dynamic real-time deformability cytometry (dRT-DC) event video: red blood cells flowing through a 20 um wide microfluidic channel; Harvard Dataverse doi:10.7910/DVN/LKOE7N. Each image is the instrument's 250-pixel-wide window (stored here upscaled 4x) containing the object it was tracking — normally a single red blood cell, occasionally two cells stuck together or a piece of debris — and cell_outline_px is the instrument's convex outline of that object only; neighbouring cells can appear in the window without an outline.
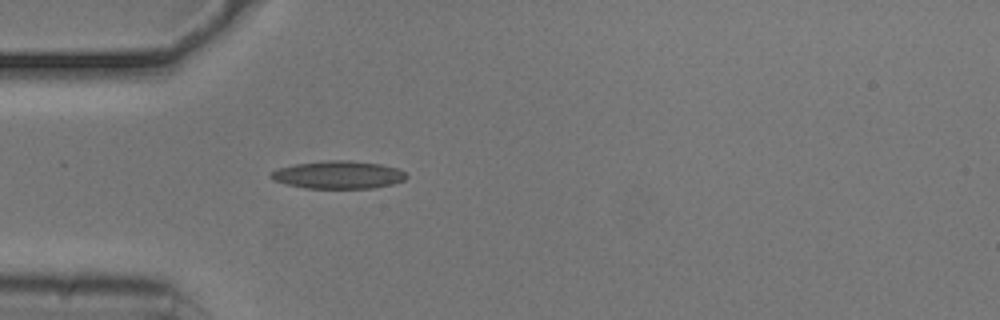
{"species": "common noctule bat (a hibernating species)", "species_latin": "Nyctalus noctula", "temperature_condition": "cold", "stored_images_in_passage": 39, "camera_frame_rate_fps": 3000, "um_per_image_px": 0.085, "animal": {"sex": "male", "body_mass_g": 20.5, "forearm_length_mm": 52.5}, "frame": {"image": 1, "passage_image": 1, "time_ms": 0.0, "image_size_px": [1000, 320], "cell_outline_px": [[408, 176], [404, 180], [392, 184], [372, 188], [304, 188], [272, 180], [268, 176], [268, 172], [276, 168], [296, 164], [328, 160], [348, 160], [380, 164], [400, 168]], "centroid_in_image_um": [28.72, 14.85], "position_along_channel_um": 56.3, "area_um2": 22.08}}
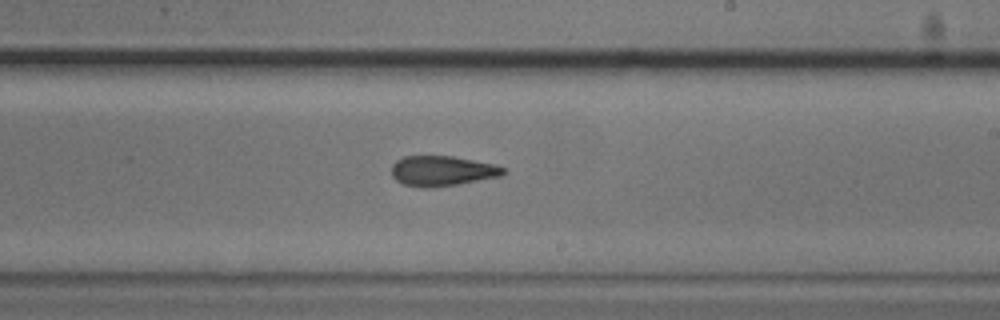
{"frame": {"image": 2, "passage_image": 17, "time_ms": 5.333, "image_size_px": [1000, 320], "cell_outline_px": [[504, 172], [500, 176], [456, 184], [428, 188], [424, 188], [404, 184], [396, 180], [392, 176], [392, 164], [396, 160], [404, 156], [452, 156], [496, 164], [504, 168]], "centroid_in_image_um": [37.55, 14.52], "position_along_channel_um": 251.4, "area_um2": 19.48}}
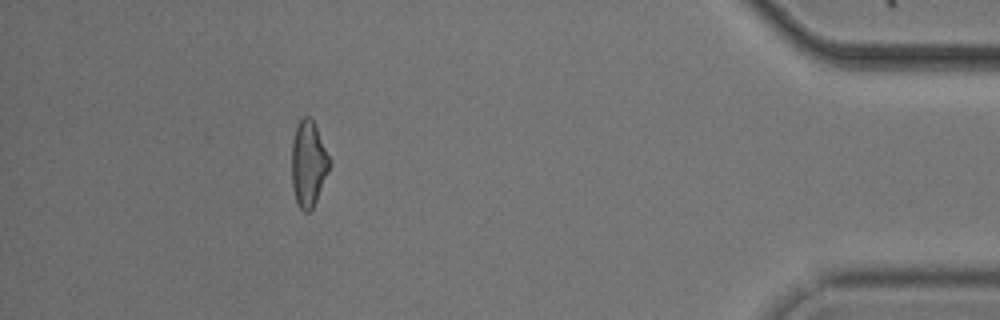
{"frame": {"image": 3, "passage_image": 34, "time_ms": 11.0, "image_size_px": [1000, 320], "cell_outline_px": [[328, 172], [316, 200], [312, 208], [308, 212], [304, 212], [300, 208], [296, 200], [292, 188], [292, 140], [296, 128], [300, 120], [304, 116], [308, 116], [316, 124], [328, 156]], "centroid_in_image_um": [26.19, 13.91], "position_along_channel_um": 409.0, "area_um2": 18.5}, "authors_computed_cell_mechanics": {"area_um2": 19.7098, "velocity_mm_per_s": 3.7266, "shape_relaxation_time_tau1_ms": 6.8492, "shape_relaxation_time_tau2_ms": 5.1773, "deformation_change_tau1": 0.144, "deformation_change_tau2": 0.1468}}